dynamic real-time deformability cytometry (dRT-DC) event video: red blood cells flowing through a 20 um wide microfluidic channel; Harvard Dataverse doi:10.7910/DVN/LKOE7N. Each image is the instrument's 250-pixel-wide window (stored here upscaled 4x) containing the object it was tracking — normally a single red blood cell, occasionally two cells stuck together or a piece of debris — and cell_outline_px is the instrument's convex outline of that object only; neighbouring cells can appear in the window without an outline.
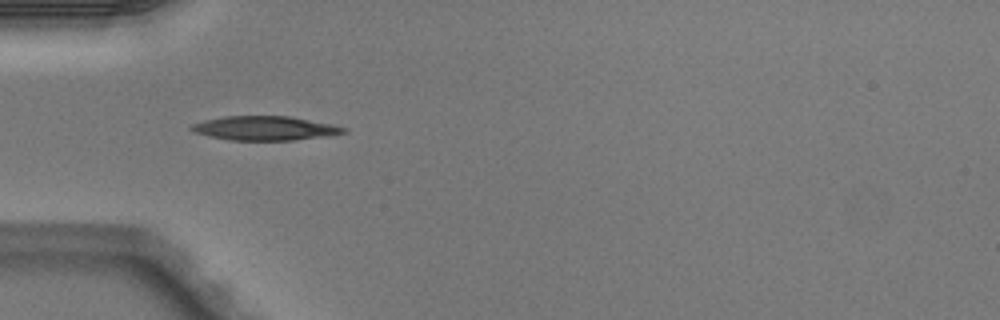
{"species": "Egyptian fruit bat (a non-hibernating species)", "species_latin": "Rousettus aegyptiacus", "temperature_condition": "warm", "stored_images_in_passage": 7, "camera_frame_rate_fps": 3000, "um_per_image_px": 0.085, "animal": {"sex": "male"}, "frame": {"image": 1, "passage_image": 5, "time_ms": 1.333, "image_size_px": [1000, 320], "cell_outline_px": [[344, 132], [320, 136], [292, 140], [228, 140], [196, 132], [188, 128], [192, 124], [204, 120], [224, 116], [288, 116], [332, 124], [344, 128]], "centroid_in_image_um": [22.43, 10.89], "position_along_channel_um": 62.6, "area_um2": 20.87}}
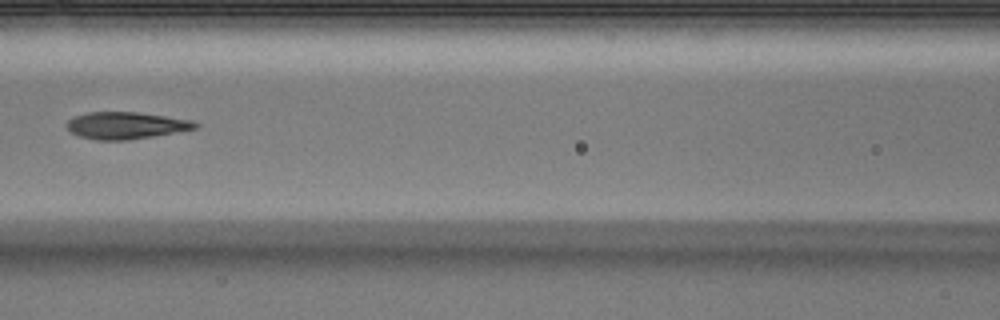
{"frame": {"image": 2, "passage_image": 7, "time_ms": 2.0, "image_size_px": [1000, 320], "cell_outline_px": [[200, 128], [128, 140], [96, 140], [80, 136], [72, 132], [68, 128], [68, 120], [76, 116], [88, 112], [136, 112], [192, 120], [200, 124]], "centroid_in_image_um": [10.75, 10.66], "position_along_channel_um": 155.8, "area_um2": 20.0}}